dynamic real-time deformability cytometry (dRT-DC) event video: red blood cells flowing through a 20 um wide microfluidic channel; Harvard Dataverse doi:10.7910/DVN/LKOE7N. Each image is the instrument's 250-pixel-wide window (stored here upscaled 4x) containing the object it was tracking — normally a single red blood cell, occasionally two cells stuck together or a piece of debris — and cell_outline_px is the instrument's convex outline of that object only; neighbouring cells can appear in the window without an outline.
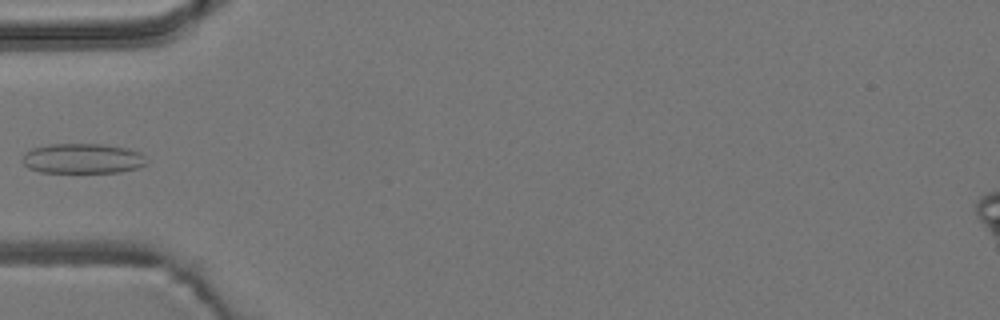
{"species": "common noctule bat (a hibernating species)", "species_latin": "Nyctalus noctula", "temperature_condition": "room temperature", "stored_images_in_passage": 1, "camera_frame_rate_fps": 3000, "um_per_image_px": 0.085, "animal": {"sex": "male", "body_mass_g": 19.2, "forearm_length_mm": 51.8}, "frame": {"image": 1, "passage_image": 1, "time_ms": 0.0, "image_size_px": [1000, 320], "cell_outline_px": [[148, 164], [140, 168], [120, 172], [40, 172], [28, 168], [20, 160], [24, 152], [32, 148], [48, 144], [104, 144], [128, 148], [140, 152], [148, 160]], "centroid_in_image_um": [7.04, 13.47], "position_along_channel_um": 78.0, "area_um2": 22.14}}